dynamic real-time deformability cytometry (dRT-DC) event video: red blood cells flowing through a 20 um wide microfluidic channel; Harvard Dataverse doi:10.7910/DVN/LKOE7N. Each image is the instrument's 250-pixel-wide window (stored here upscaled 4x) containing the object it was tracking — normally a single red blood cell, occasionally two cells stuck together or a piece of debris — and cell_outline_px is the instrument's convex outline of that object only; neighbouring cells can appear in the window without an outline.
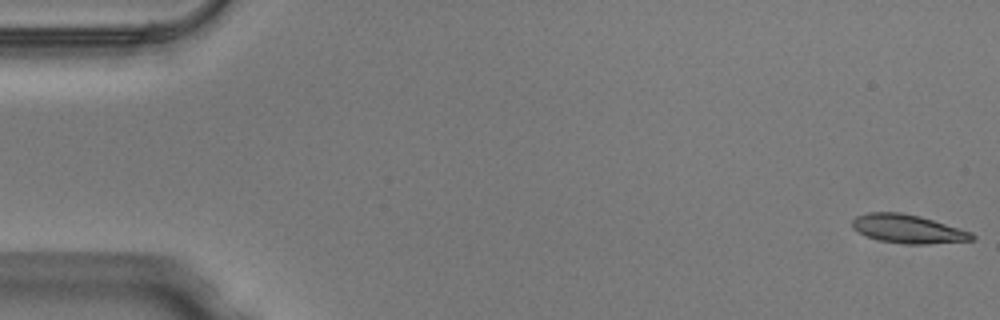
{"species": "Egyptian fruit bat (a non-hibernating species)", "species_latin": "Rousettus aegyptiacus", "temperature_condition": "warm", "stored_images_in_passage": 50, "camera_frame_rate_fps": 3000, "um_per_image_px": 0.085, "animal": {"sex": "male"}, "frame": {"image": 1, "passage_image": 1, "time_ms": 0.0, "image_size_px": [1000, 320], "cell_outline_px": [[976, 236], [972, 240], [928, 244], [904, 244], [880, 240], [868, 236], [852, 228], [852, 220], [856, 216], [868, 212], [900, 212], [920, 216], [972, 232]], "centroid_in_image_um": [77.17, 19.45], "position_along_channel_um": 7.8, "area_um2": 19.83}}
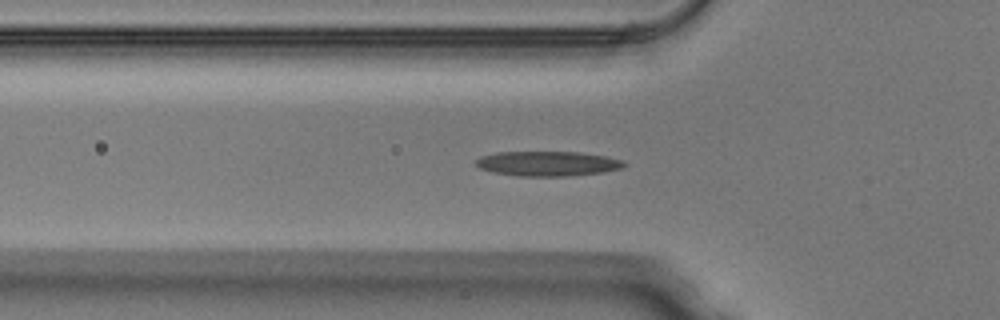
{"frame": {"image": 2, "passage_image": 17, "time_ms": 5.333, "image_size_px": [1000, 320], "cell_outline_px": [[628, 164], [624, 168], [604, 172], [568, 176], [520, 176], [492, 172], [480, 168], [476, 164], [476, 160], [480, 156], [496, 152], [580, 152], [604, 156], [624, 160]], "centroid_in_image_um": [46.59, 13.91], "position_along_channel_um": 79.2, "area_um2": 21.56}}
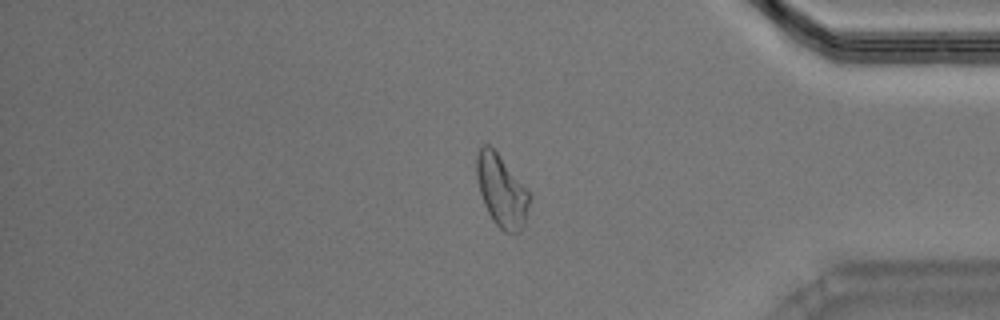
{"frame": {"image": 3, "passage_image": 42, "time_ms": 13.667, "image_size_px": [1000, 320], "cell_outline_px": [[532, 196], [524, 224], [520, 232], [504, 232], [492, 220], [484, 204], [480, 192], [476, 176], [476, 156], [480, 144], [488, 144], [496, 152]], "centroid_in_image_um": [42.62, 16.23], "position_along_channel_um": 392.6, "area_um2": 21.96}, "authors_computed_cell_mechanics": {"area_um2": 20.519, "velocity_mm_per_s": 4.0338, "shape_relaxation_time_tau1_ms": 5.0472, "shape_relaxation_time_tau2_ms": 2.685, "deformation_change_tau1": 0.1753, "deformation_change_tau2": 0.1099}}